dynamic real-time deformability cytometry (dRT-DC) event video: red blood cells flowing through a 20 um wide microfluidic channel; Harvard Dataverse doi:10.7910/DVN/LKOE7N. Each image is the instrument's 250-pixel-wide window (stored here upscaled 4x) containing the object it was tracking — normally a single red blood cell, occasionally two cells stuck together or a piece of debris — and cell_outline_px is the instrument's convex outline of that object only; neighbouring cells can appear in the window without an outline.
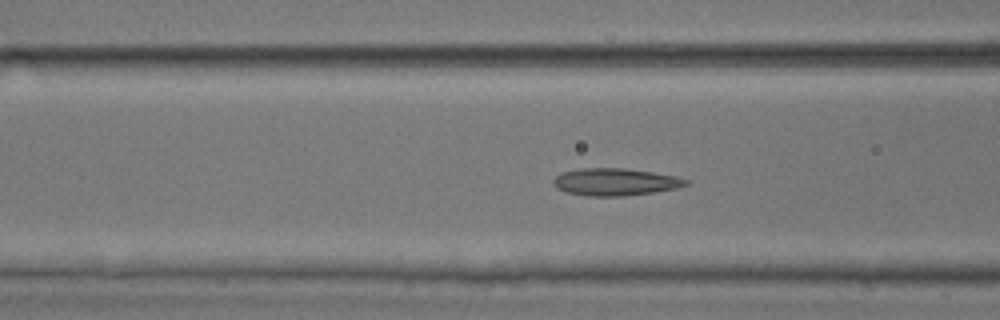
{"species": "common noctule bat (a hibernating species)", "species_latin": "Nyctalus noctula", "temperature_condition": "room temperature", "stored_images_in_passage": 51, "camera_frame_rate_fps": 3000, "um_per_image_px": 0.085, "animal": {"sex": "male", "body_mass_g": 17.9, "forearm_length_mm": 54.2}, "frame": {"image": 1, "passage_image": 20, "time_ms": 6.333, "image_size_px": [1000, 320], "cell_outline_px": [[688, 184], [676, 188], [652, 192], [624, 196], [588, 196], [564, 192], [556, 188], [552, 184], [552, 180], [560, 172], [580, 168], [624, 168], [652, 172], [676, 176], [688, 180]], "centroid_in_image_um": [52.22, 15.46], "position_along_channel_um": 114.4, "area_um2": 21.15}}
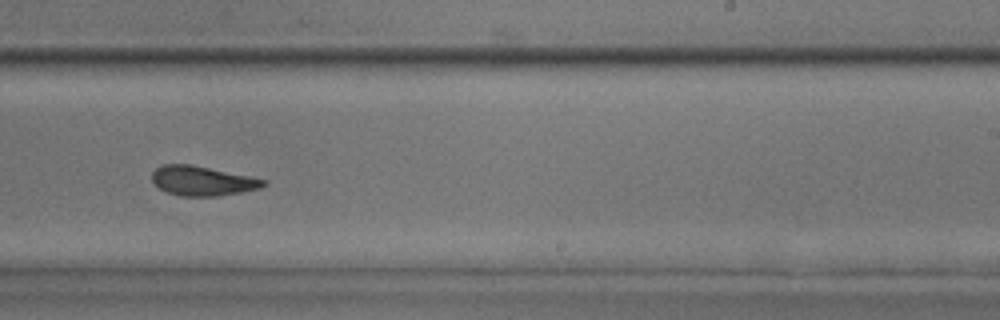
{"frame": {"image": 2, "passage_image": 32, "time_ms": 10.333, "image_size_px": [1000, 320], "cell_outline_px": [[268, 184], [260, 188], [240, 192], [216, 196], [180, 196], [168, 192], [160, 188], [152, 180], [152, 172], [160, 164], [188, 164], [268, 180]], "centroid_in_image_um": [17.19, 15.37], "position_along_channel_um": 271.8, "area_um2": 18.96}}
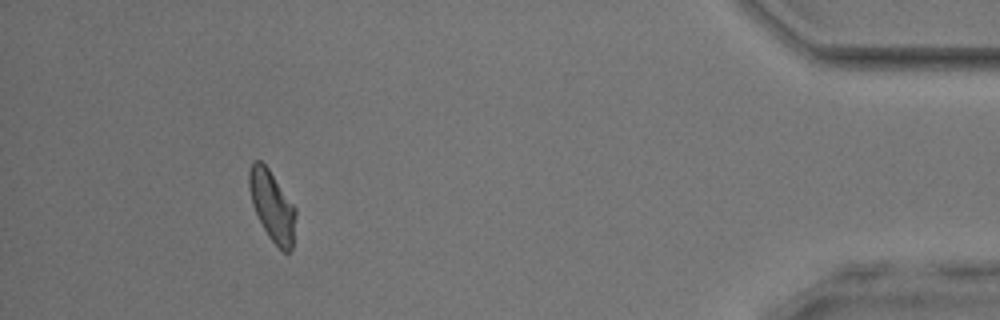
{"frame": {"image": 3, "passage_image": 47, "time_ms": 15.333, "image_size_px": [1000, 320], "cell_outline_px": [[296, 216], [292, 248], [288, 252], [284, 252], [268, 236], [252, 204], [248, 184], [248, 172], [252, 160], [260, 160], [268, 168], [296, 208]], "centroid_in_image_um": [23.12, 17.47], "position_along_channel_um": 412.1, "area_um2": 18.9}, "authors_computed_cell_mechanics": {"area_um2": 19.7676, "velocity_mm_per_s": 3.9513, "shape_relaxation_time_tau1_ms": 7.7679, "shape_relaxation_time_tau2_ms": 1.9717, "deformation_change_tau1": 0.1532, "deformation_change_tau2": 0.0856}}